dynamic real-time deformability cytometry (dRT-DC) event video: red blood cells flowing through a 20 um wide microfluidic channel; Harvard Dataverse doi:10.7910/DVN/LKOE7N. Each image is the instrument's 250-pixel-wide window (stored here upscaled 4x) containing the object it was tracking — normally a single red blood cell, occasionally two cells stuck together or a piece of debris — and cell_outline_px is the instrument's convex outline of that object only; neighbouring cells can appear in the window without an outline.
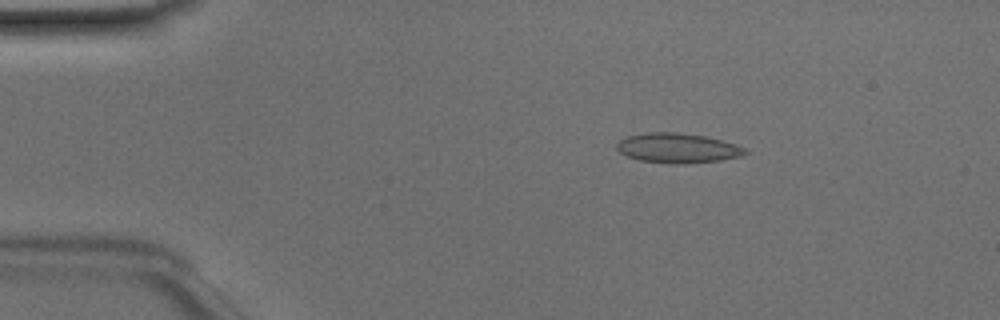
{"species": "Egyptian fruit bat (a non-hibernating species)", "species_latin": "Rousettus aegyptiacus", "temperature_condition": "room temperature", "stored_images_in_passage": 47, "camera_frame_rate_fps": 3000, "um_per_image_px": 0.085, "animal": {"sex": "male"}, "frame": {"image": 1, "passage_image": 7, "time_ms": 2.0, "image_size_px": [1000, 320], "cell_outline_px": [[748, 152], [740, 156], [720, 160], [684, 164], [676, 164], [640, 160], [628, 156], [620, 152], [616, 148], [616, 144], [620, 140], [628, 136], [648, 132], [676, 132], [704, 136], [736, 144], [744, 148]], "centroid_in_image_um": [57.58, 12.58], "position_along_channel_um": 27.4, "area_um2": 22.02}}
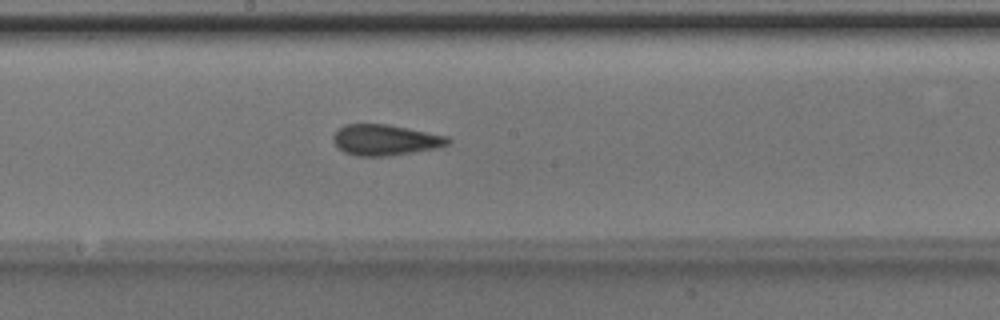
{"frame": {"image": 2, "passage_image": 25, "time_ms": 8.0, "image_size_px": [1000, 320], "cell_outline_px": [[452, 140], [448, 144], [436, 148], [388, 156], [356, 156], [344, 152], [332, 140], [332, 136], [344, 124], [388, 124], [448, 136]], "centroid_in_image_um": [32.75, 11.89], "position_along_channel_um": 215.5, "area_um2": 20.52}}
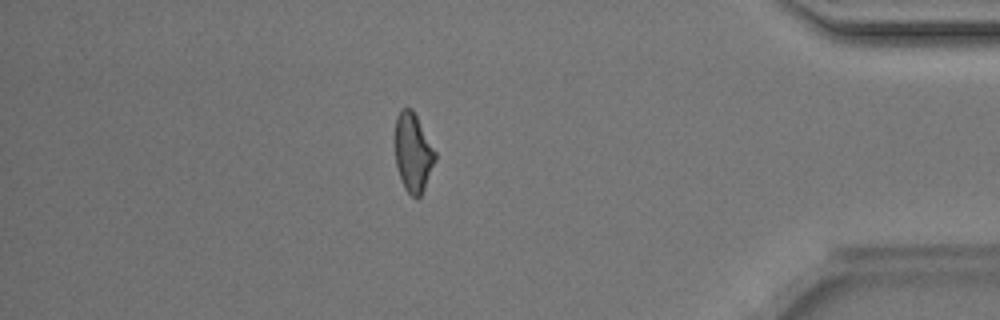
{"frame": {"image": 3, "passage_image": 41, "time_ms": 13.333, "image_size_px": [1000, 320], "cell_outline_px": [[436, 160], [424, 188], [420, 196], [412, 196], [404, 188], [396, 164], [396, 116], [404, 108], [412, 108], [436, 152]], "centroid_in_image_um": [35.12, 12.96], "position_along_channel_um": 400.1, "area_um2": 17.98}, "authors_computed_cell_mechanics": {"area_um2": 20.23, "velocity_mm_per_s": 4.1404, "shape_relaxation_time_tau1_ms": null, "shape_relaxation_time_tau2_ms": 1.9572, "deformation_change_tau1": null, "deformation_change_tau2": 0.08}}